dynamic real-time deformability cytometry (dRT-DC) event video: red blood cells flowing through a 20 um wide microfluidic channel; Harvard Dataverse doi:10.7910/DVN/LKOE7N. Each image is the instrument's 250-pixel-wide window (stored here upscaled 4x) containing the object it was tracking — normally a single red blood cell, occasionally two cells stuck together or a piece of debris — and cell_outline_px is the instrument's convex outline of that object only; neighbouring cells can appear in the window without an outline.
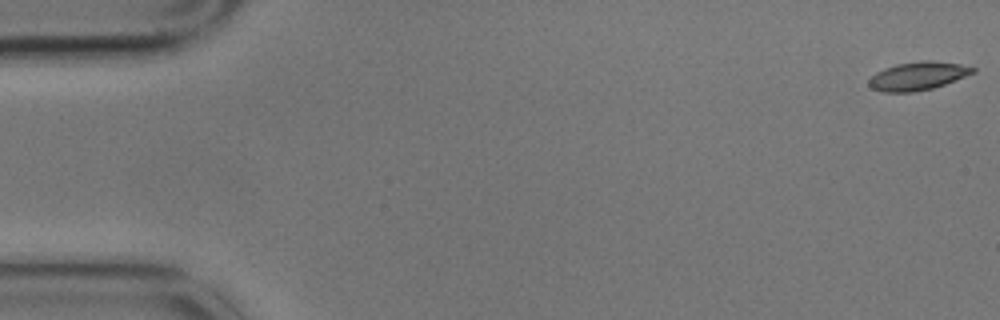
{"species": "common noctule bat (a hibernating species)", "species_latin": "Nyctalus noctula", "temperature_condition": "cold", "stored_images_in_passage": 4, "camera_frame_rate_fps": 3000, "um_per_image_px": 0.085, "animal": {"sex": "male", "body_mass_g": 17.9}, "frame": {"image": 1, "passage_image": 1, "time_ms": 0.0, "image_size_px": [1000, 320], "cell_outline_px": [[976, 72], [944, 84], [932, 88], [912, 92], [884, 92], [872, 88], [868, 84], [868, 80], [876, 72], [884, 68], [896, 64], [920, 60], [928, 60], [960, 64], [976, 68]], "centroid_in_image_um": [78.0, 6.45], "position_along_channel_um": 7.0, "area_um2": 17.05}}